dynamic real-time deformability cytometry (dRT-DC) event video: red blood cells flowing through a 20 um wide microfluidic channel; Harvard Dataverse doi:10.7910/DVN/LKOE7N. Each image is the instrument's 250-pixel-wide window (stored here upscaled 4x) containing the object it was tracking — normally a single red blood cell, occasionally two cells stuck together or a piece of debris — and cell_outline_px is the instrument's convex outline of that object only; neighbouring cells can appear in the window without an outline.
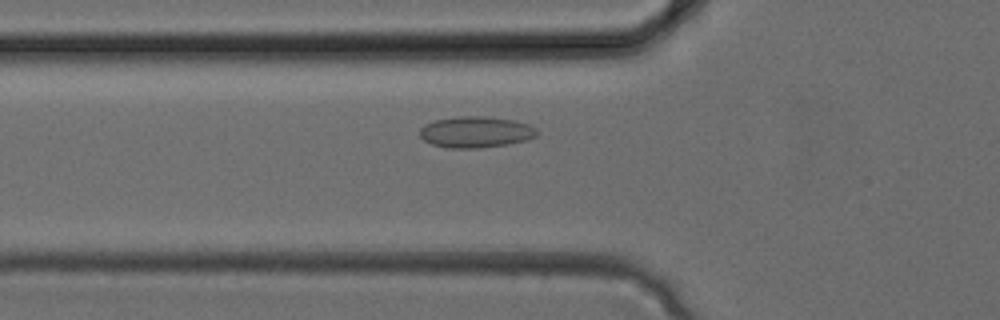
{"species": "common noctule bat (a hibernating species)", "species_latin": "Nyctalus noctula", "temperature_condition": "cold", "stored_images_in_passage": 32, "camera_frame_rate_fps": 3000, "um_per_image_px": 0.085, "animal": {"sex": "female", "body_mass_g": 24.6, "forearm_length_mm": 56.2}, "frame": {"image": 1, "passage_image": 10, "time_ms": 3.0, "image_size_px": [1000, 320], "cell_outline_px": [[540, 132], [536, 136], [528, 140], [508, 144], [480, 148], [448, 148], [432, 144], [424, 140], [420, 136], [420, 128], [424, 124], [436, 120], [456, 116], [484, 116], [512, 120], [528, 124], [536, 128]], "centroid_in_image_um": [40.45, 11.22], "position_along_channel_um": 85.3, "area_um2": 21.44}}
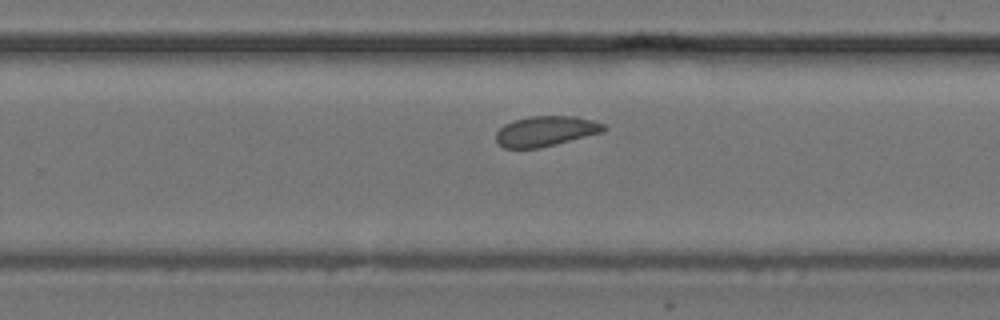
{"frame": {"image": 2, "passage_image": 20, "time_ms": 6.333, "image_size_px": [1000, 320], "cell_outline_px": [[608, 128], [604, 132], [540, 148], [504, 148], [496, 140], [496, 132], [504, 124], [512, 120], [528, 116], [576, 116], [592, 120], [604, 124]], "centroid_in_image_um": [46.4, 11.14], "position_along_channel_um": 283.4, "area_um2": 19.13}}
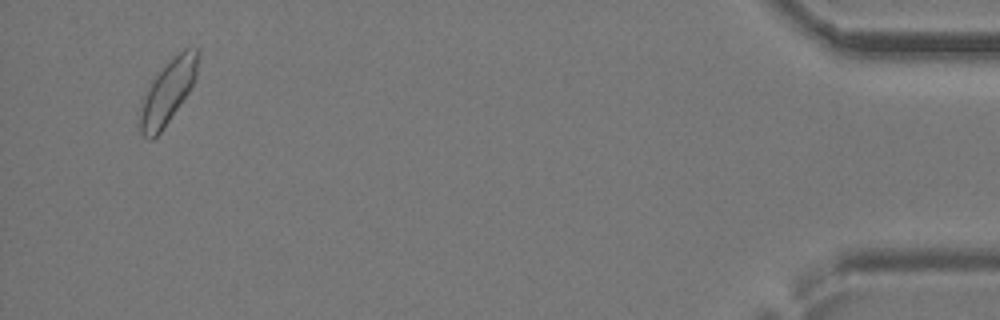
{"frame": {"image": 3, "passage_image": 31, "time_ms": 10.0, "image_size_px": [1000, 320], "cell_outline_px": [[200, 52], [196, 76], [188, 92], [164, 128], [152, 140], [148, 140], [140, 132], [136, 124], [136, 112], [140, 100], [156, 72], [184, 48], [200, 48]], "centroid_in_image_um": [14.17, 7.85], "position_along_channel_um": 421.0, "area_um2": 22.31}}